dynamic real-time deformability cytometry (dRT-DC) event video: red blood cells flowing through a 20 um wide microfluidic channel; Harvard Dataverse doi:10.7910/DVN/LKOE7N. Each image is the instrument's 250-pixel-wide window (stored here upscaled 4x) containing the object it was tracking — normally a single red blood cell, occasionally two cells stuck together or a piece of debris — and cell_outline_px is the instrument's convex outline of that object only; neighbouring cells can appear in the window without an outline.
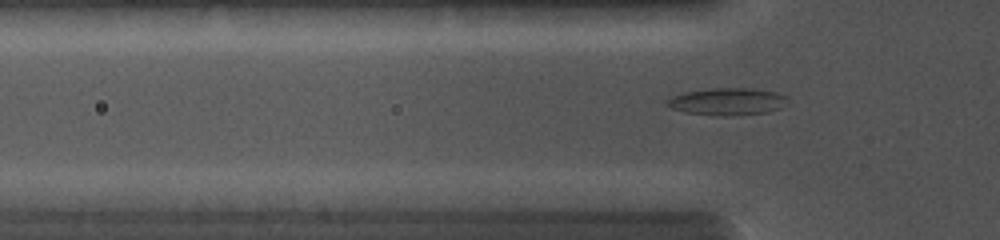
{"species": "common noctule bat (a hibernating species)", "species_latin": "Nyctalus noctula", "temperature_condition": "cold", "stored_images_in_passage": 56, "segment_of_instrument_passage": [1, 2], "camera_frame_rate_fps": 5000, "um_per_image_px": 0.085, "animal": {"sex": "female", "body_mass_g": 19.0, "forearm_length_mm": 56.7}, "frame": {"image": 1, "passage_image": 2, "time_ms": 0.2, "image_size_px": [1000, 240], "cell_outline_px": [[788, 96], [780, 108], [768, 112], [736, 116], [716, 116], [684, 112], [672, 108], [664, 100], [672, 96], [684, 92], [712, 88], [748, 88], [776, 92]], "centroid_in_image_um": [61.8, 8.64], "position_along_channel_um": 64.0, "area_um2": 19.19}}
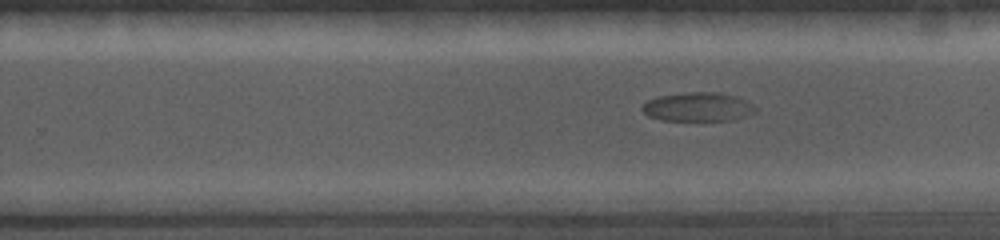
{"frame": {"image": 2, "passage_image": 29, "time_ms": 5.4, "image_size_px": [1000, 240], "cell_outline_px": [[756, 112], [732, 120], [660, 120], [648, 116], [640, 108], [648, 100], [660, 96], [688, 92], [712, 92], [732, 96], [756, 104]], "centroid_in_image_um": [59.32, 9.09], "position_along_channel_um": 270.5, "area_um2": 18.84}}
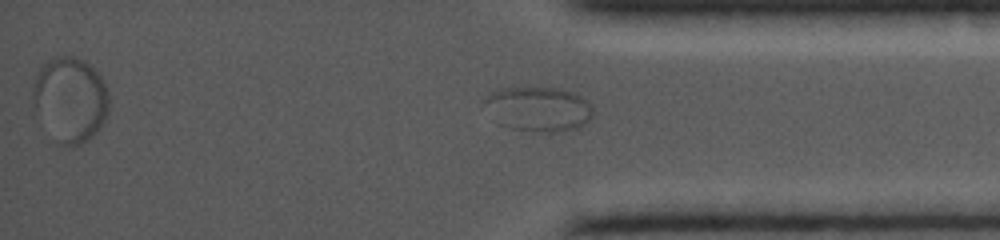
{"frame": {"image": 3, "passage_image": 46, "time_ms": 8.4, "image_size_px": [1000, 240], "cell_outline_px": [[592, 120], [576, 128], [552, 132], [540, 132], [512, 128], [484, 100], [492, 92], [504, 88], [556, 88], [572, 92], [580, 96], [592, 104]], "centroid_in_image_um": [45.96, 9.24], "position_along_channel_um": 389.2, "area_um2": 26.76}}